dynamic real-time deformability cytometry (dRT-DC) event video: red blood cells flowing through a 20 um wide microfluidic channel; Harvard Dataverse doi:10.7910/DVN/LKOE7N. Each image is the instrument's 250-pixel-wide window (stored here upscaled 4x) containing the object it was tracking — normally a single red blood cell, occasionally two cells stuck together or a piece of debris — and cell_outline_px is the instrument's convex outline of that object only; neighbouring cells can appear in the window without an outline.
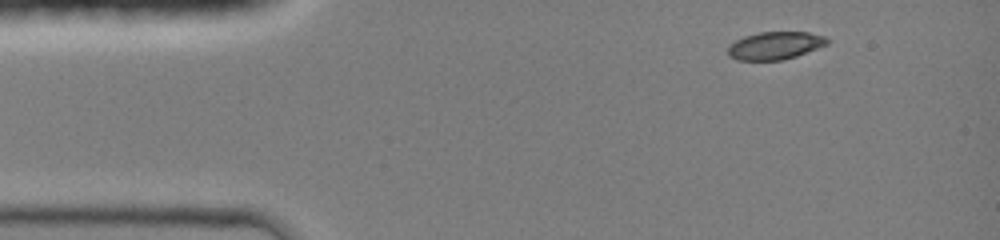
{"species": "common noctule bat (a hibernating species)", "species_latin": "Nyctalus noctula", "temperature_condition": "room temperature", "stored_images_in_passage": 39, "camera_frame_rate_fps": 3000, "um_per_image_px": 0.085, "animal": {"sex": "female", "body_mass_g": 19.0, "forearm_length_mm": 51.5}, "frame": {"image": 1, "passage_image": 1, "time_ms": 0.0, "image_size_px": [1000, 240], "cell_outline_px": [[828, 44], [796, 56], [780, 60], [736, 60], [728, 56], [728, 44], [744, 36], [760, 32], [808, 32], [824, 36], [828, 40]], "centroid_in_image_um": [65.84, 3.87], "position_along_channel_um": 19.2, "area_um2": 16.01}}
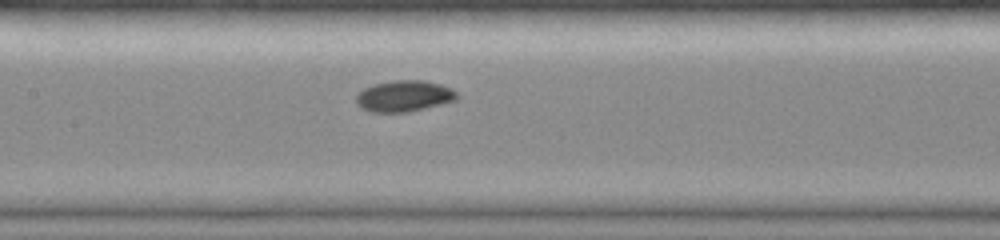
{"frame": {"image": 2, "passage_image": 17, "time_ms": 5.333, "image_size_px": [1000, 240], "cell_outline_px": [[460, 96], [456, 100], [408, 112], [372, 112], [360, 108], [356, 104], [356, 96], [364, 88], [376, 84], [392, 80], [424, 80], [440, 84], [452, 88]], "centroid_in_image_um": [34.35, 8.16], "position_along_channel_um": 173.0, "area_um2": 18.32}}
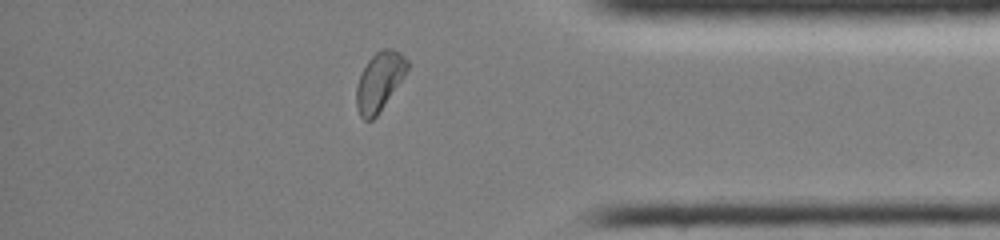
{"frame": {"image": 3, "passage_image": 34, "time_ms": 11.0, "image_size_px": [1000, 240], "cell_outline_px": [[408, 68], [404, 76], [376, 116], [372, 120], [364, 120], [360, 116], [356, 108], [356, 88], [360, 76], [368, 60], [376, 52], [384, 48], [392, 48], [400, 52], [408, 60]], "centroid_in_image_um": [32.24, 6.91], "position_along_channel_um": 403.0, "area_um2": 17.17}, "authors_computed_cell_mechanics": {"area_um2": 17.34, "velocity_mm_per_s": 4.2377, "shape_relaxation_time_tau1_ms": 2.2438, "shape_relaxation_time_tau2_ms": 8.3854, "deformation_change_tau1": 0.1301, "deformation_change_tau2": 0.0889}}